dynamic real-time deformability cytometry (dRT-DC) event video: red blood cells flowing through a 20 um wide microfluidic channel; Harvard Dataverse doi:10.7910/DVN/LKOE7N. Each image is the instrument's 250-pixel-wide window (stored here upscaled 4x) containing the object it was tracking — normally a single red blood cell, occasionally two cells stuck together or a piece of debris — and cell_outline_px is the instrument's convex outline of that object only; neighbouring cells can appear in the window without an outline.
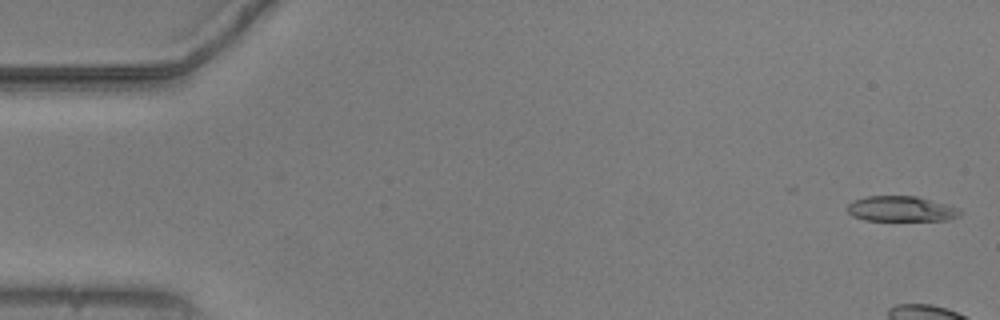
{"species": "common noctule bat (a hibernating species)", "species_latin": "Nyctalus noctula", "temperature_condition": "warm", "stored_images_in_passage": 8, "camera_frame_rate_fps": 3000, "um_per_image_px": 0.085, "animal": {"sex": "male", "body_mass_g": 20.5, "forearm_length_mm": 52.5}, "frame": {"image": 1, "passage_image": 1, "time_ms": 0.0, "image_size_px": [1000, 320], "cell_outline_px": [[964, 212], [960, 216], [948, 220], [864, 220], [852, 216], [848, 212], [848, 204], [852, 200], [864, 196], [916, 196], [944, 204], [956, 208]], "centroid_in_image_um": [76.56, 17.75], "position_along_channel_um": 8.4, "area_um2": 16.59}}